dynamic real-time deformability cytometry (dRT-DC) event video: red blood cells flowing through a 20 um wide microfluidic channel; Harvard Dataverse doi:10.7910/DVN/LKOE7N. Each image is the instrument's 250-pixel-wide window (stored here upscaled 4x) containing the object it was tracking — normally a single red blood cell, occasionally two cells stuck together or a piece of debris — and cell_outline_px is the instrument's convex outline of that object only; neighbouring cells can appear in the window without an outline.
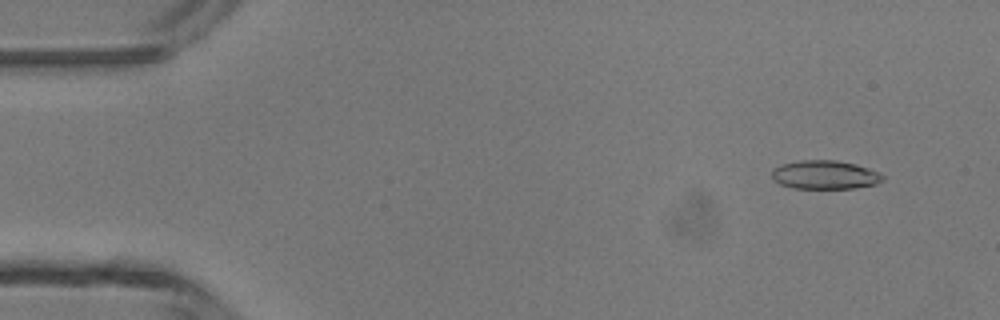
{"species": "common noctule bat (a hibernating species)", "species_latin": "Nyctalus noctula", "temperature_condition": "room temperature", "stored_images_in_passage": 46, "camera_frame_rate_fps": 3000, "um_per_image_px": 0.085, "animal": {"sex": "male", "body_mass_g": 13.3}, "frame": {"image": 1, "passage_image": 3, "time_ms": 0.667, "image_size_px": [1000, 320], "cell_outline_px": [[884, 180], [876, 184], [856, 188], [792, 188], [780, 184], [772, 180], [772, 168], [780, 164], [800, 160], [836, 160], [856, 164], [880, 172], [884, 176]], "centroid_in_image_um": [70.11, 14.85], "position_along_channel_um": 14.9, "area_um2": 18.79}}
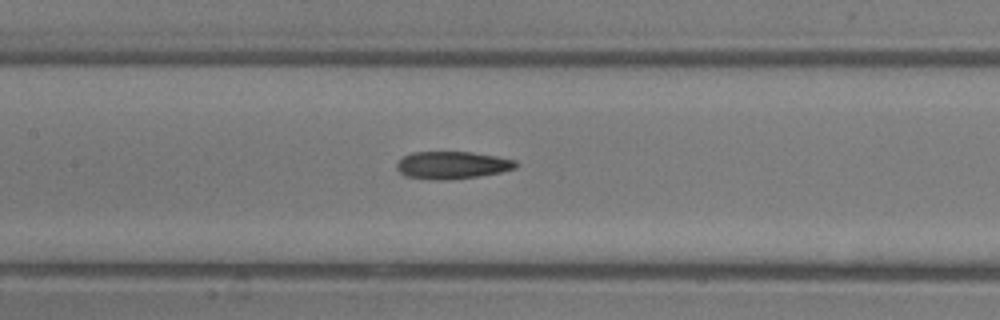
{"frame": {"image": 2, "passage_image": 21, "time_ms": 6.667, "image_size_px": [1000, 320], "cell_outline_px": [[520, 164], [516, 168], [500, 172], [480, 176], [444, 180], [440, 180], [404, 176], [396, 168], [396, 164], [404, 156], [412, 152], [472, 152], [496, 156], [516, 160]], "centroid_in_image_um": [38.46, 14.03], "position_along_channel_um": 168.9, "area_um2": 19.07}}
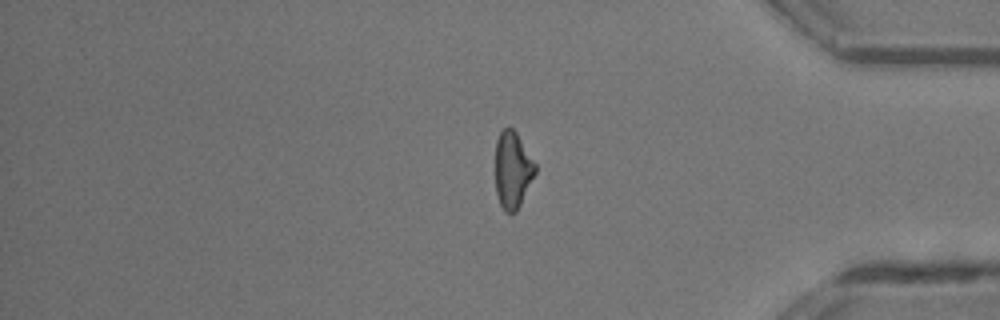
{"frame": {"image": 3, "passage_image": 38, "time_ms": 12.333, "image_size_px": [1000, 320], "cell_outline_px": [[536, 172], [516, 212], [512, 216], [504, 212], [500, 204], [496, 192], [496, 140], [500, 132], [504, 128], [512, 128], [516, 132], [536, 164]], "centroid_in_image_um": [43.56, 14.48], "position_along_channel_um": 391.6, "area_um2": 17.8}, "authors_computed_cell_mechanics": {"area_um2": 19.1029, "velocity_mm_per_s": 4.384, "shape_relaxation_time_tau1_ms": 10.4037, "shape_relaxation_time_tau2_ms": 3.7422, "deformation_change_tau1": 0.2408, "deformation_change_tau2": 0.1483}}